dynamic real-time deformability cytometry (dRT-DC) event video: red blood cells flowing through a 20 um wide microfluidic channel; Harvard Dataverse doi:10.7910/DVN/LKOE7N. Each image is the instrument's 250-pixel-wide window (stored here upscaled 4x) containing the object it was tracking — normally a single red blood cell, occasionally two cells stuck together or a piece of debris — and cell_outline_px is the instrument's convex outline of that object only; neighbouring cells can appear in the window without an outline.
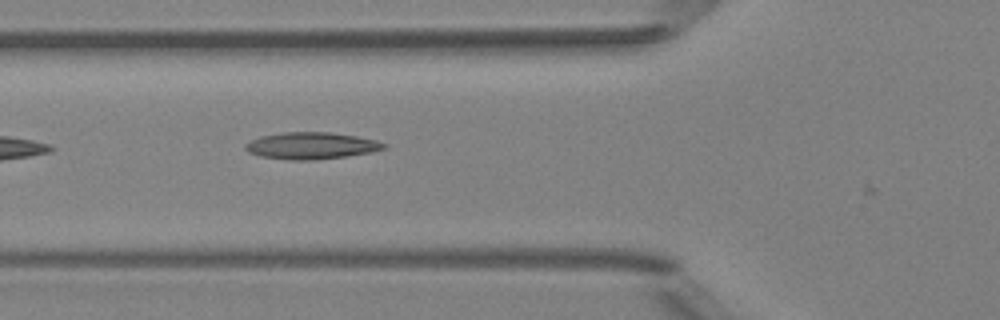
{"species": "Egyptian fruit bat (a non-hibernating species)", "species_latin": "Rousettus aegyptiacus", "temperature_condition": "room temperature", "stored_images_in_passage": 3, "camera_frame_rate_fps": 3000, "um_per_image_px": 0.085, "animal": {"sex": "female"}, "frame": {"image": 1, "passage_image": 3, "time_ms": 2.333, "image_size_px": [1000, 320], "cell_outline_px": [[388, 144], [384, 148], [372, 152], [344, 156], [312, 160], [288, 160], [260, 156], [248, 152], [244, 148], [244, 144], [260, 136], [284, 132], [328, 132], [356, 136], [376, 140]], "centroid_in_image_um": [26.43, 12.38], "position_along_channel_um": 99.4, "area_um2": 21.56}}